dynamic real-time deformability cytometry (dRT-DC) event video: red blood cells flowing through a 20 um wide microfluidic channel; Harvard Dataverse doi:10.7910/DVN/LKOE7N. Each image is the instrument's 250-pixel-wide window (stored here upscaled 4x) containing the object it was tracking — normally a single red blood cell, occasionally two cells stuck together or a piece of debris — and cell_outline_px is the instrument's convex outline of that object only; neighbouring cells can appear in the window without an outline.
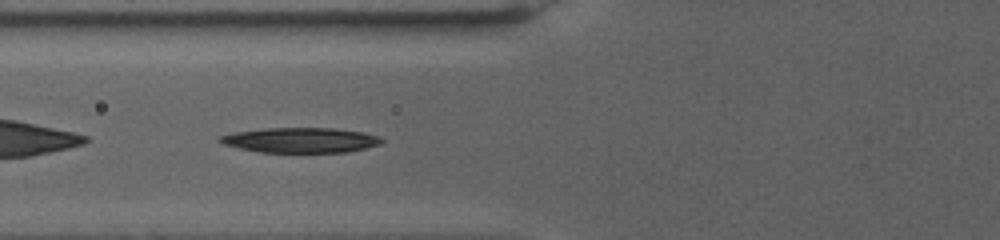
{"species": "human", "species_latin": "Homo sapiens", "temperature_condition": "warm", "stored_images_in_passage": 49, "camera_frame_rate_fps": 3000, "um_per_image_px": 0.085, "donor": {"sex": "female"}, "frame": {"image": 1, "passage_image": 5, "time_ms": 1.333, "image_size_px": [1000, 240], "cell_outline_px": [[384, 140], [380, 144], [348, 152], [260, 152], [240, 148], [224, 144], [216, 140], [220, 136], [236, 132], [268, 128], [332, 128], [364, 132], [376, 136]], "centroid_in_image_um": [25.55, 11.91], "position_along_channel_um": 100.3, "area_um2": 23.35}}
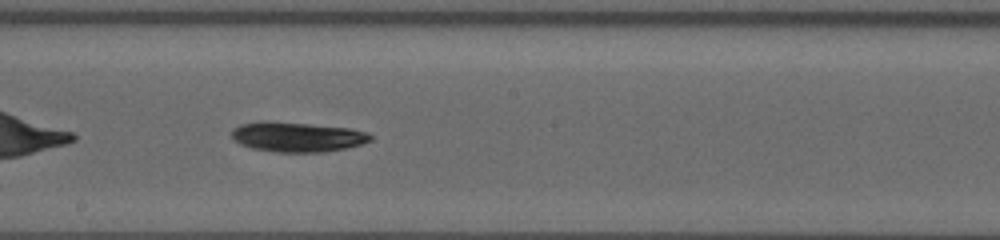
{"frame": {"image": 2, "passage_image": 18, "time_ms": 5.667, "image_size_px": [1000, 240], "cell_outline_px": [[372, 140], [360, 144], [344, 148], [324, 152], [276, 152], [252, 148], [240, 144], [232, 140], [232, 128], [240, 124], [264, 120], [352, 128], [368, 132], [372, 136]], "centroid_in_image_um": [25.23, 11.63], "position_along_channel_um": 223.0, "area_um2": 24.28}}
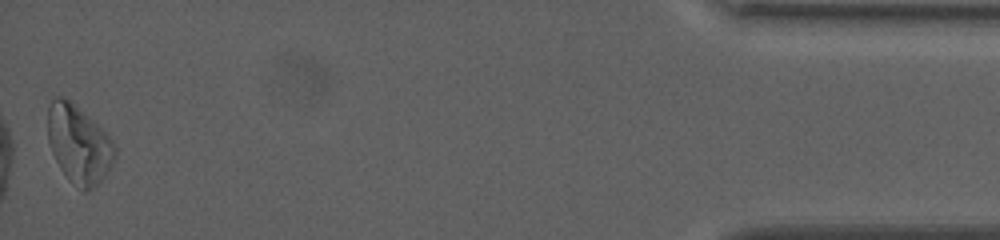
{"frame": {"image": 3, "passage_image": 48, "time_ms": 15.667, "image_size_px": [1000, 240], "cell_outline_px": [[116, 156], [108, 172], [96, 188], [88, 192], [84, 192], [68, 180], [60, 168], [52, 152], [48, 140], [48, 108], [52, 100], [56, 96], [64, 96], [92, 120], [112, 140], [116, 148]], "centroid_in_image_um": [6.7, 12.32], "position_along_channel_um": 428.5, "area_um2": 30.46}, "authors_computed_cell_mechanics": {"area_um2": 24.1026, "velocity_mm_per_s": 2.8331, "shape_relaxation_time_tau1_ms": 7.1089, "shape_relaxation_time_tau2_ms": null, "deformation_change_tau1": 0.1744, "deformation_change_tau2": null}}